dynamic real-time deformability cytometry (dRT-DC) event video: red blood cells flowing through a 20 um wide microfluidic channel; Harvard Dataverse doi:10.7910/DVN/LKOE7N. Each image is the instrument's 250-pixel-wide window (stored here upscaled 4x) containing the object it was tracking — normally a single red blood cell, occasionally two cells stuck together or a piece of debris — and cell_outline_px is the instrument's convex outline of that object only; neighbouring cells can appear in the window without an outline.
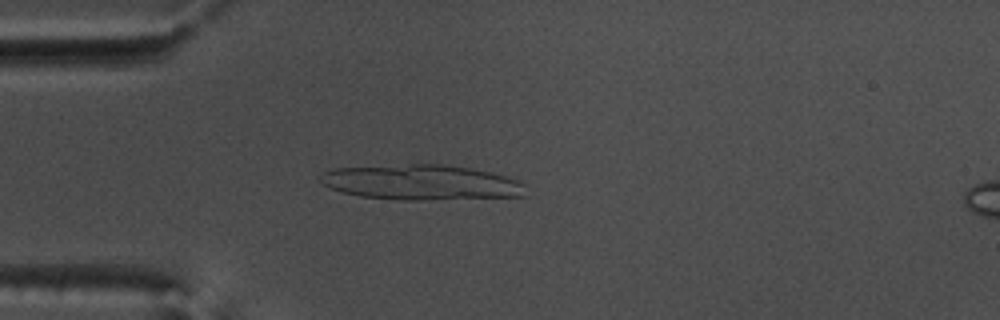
{"species": "common noctule bat (a hibernating species)", "species_latin": "Nyctalus noctula", "temperature_condition": "warm", "stored_images_in_passage": 51, "segment_of_instrument_passage": [1, 2], "camera_frame_rate_fps": 3000, "um_per_image_px": 0.085, "animal": {"sex": "male", "body_mass_g": 17.5, "forearm_length_mm": 52.3}, "frame": {"image": 1, "passage_image": 13, "time_ms": 4.0, "image_size_px": [1000, 320], "cell_outline_px": [[528, 196], [420, 200], [404, 200], [360, 196], [344, 192], [332, 188], [324, 184], [320, 180], [320, 176], [324, 172], [336, 168], [412, 164], [440, 164], [472, 168], [508, 176], [524, 184]], "centroid_in_image_um": [35.88, 15.5], "position_along_channel_um": 49.1, "area_um2": 41.96}}